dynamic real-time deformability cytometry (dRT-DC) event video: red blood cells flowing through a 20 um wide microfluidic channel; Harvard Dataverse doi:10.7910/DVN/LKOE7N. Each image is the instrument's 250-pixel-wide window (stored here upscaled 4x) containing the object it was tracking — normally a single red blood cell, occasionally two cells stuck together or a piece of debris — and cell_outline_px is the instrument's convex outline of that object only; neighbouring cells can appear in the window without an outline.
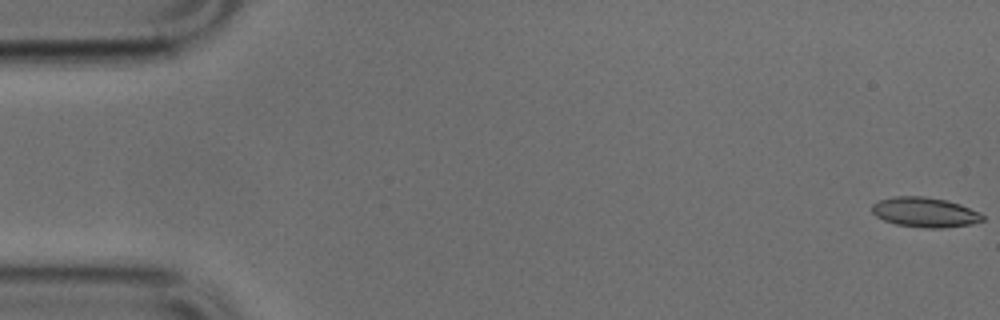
{"species": "common noctule bat (a hibernating species)", "species_latin": "Nyctalus noctula", "temperature_condition": "cold", "stored_images_in_passage": 51, "camera_frame_rate_fps": 3000, "um_per_image_px": 0.085, "animal": {"sex": "male", "body_mass_g": 17.9, "forearm_length_mm": 54.2}, "frame": {"image": 1, "passage_image": 1, "time_ms": 0.0, "image_size_px": [1000, 320], "cell_outline_px": [[984, 220], [972, 224], [944, 228], [924, 228], [896, 224], [884, 220], [876, 216], [872, 212], [872, 204], [880, 200], [896, 196], [924, 196], [948, 200], [960, 204], [980, 212], [984, 216]], "centroid_in_image_um": [78.64, 18.04], "position_along_channel_um": 6.4, "area_um2": 19.36}}
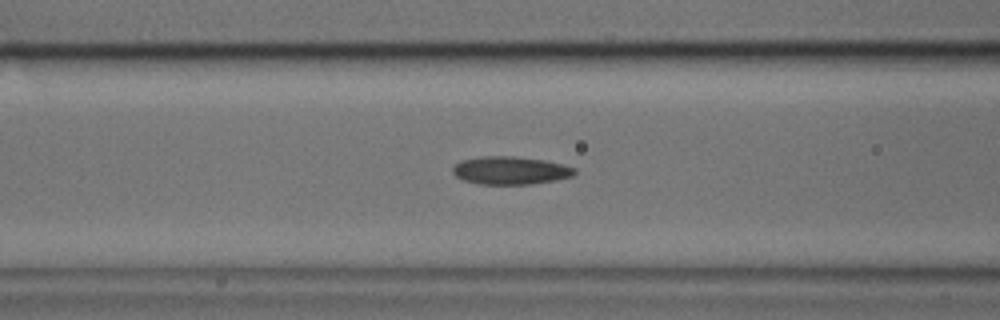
{"frame": {"image": 2, "passage_image": 20, "time_ms": 6.333, "image_size_px": [1000, 320], "cell_outline_px": [[576, 172], [572, 176], [556, 180], [532, 184], [480, 184], [464, 180], [456, 176], [452, 172], [452, 168], [460, 160], [484, 156], [512, 156], [544, 160], [564, 164], [576, 168]], "centroid_in_image_um": [43.4, 14.48], "position_along_channel_um": 123.2, "area_um2": 19.88}}
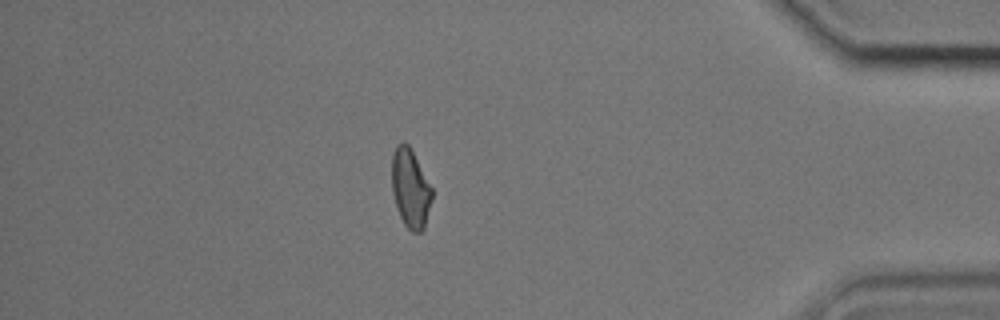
{"frame": {"image": 3, "passage_image": 44, "time_ms": 14.333, "image_size_px": [1000, 320], "cell_outline_px": [[432, 200], [424, 228], [420, 232], [412, 232], [404, 224], [400, 216], [392, 192], [392, 156], [396, 144], [404, 140], [408, 144], [432, 188]], "centroid_in_image_um": [34.88, 16.0], "position_along_channel_um": 400.3, "area_um2": 18.32}}